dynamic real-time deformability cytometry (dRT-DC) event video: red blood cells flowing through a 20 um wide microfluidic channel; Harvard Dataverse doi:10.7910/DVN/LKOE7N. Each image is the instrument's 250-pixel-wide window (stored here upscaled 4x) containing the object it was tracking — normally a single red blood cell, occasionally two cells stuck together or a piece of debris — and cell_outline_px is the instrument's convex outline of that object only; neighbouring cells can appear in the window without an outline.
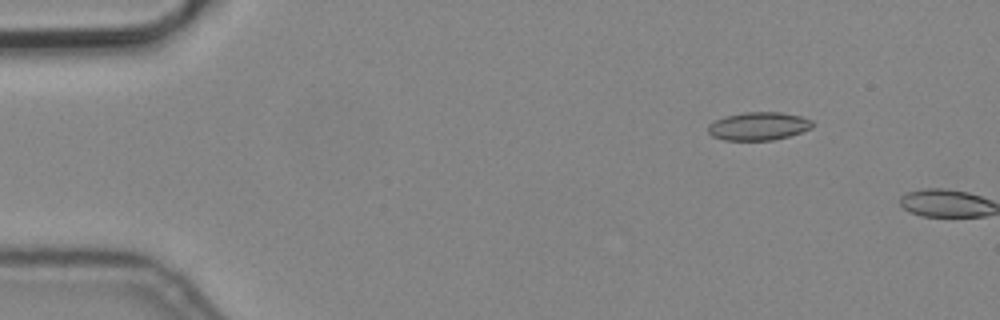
{"species": "common noctule bat (a hibernating species)", "species_latin": "Nyctalus noctula", "temperature_condition": "cold", "stored_images_in_passage": 3, "camera_frame_rate_fps": 3000, "um_per_image_px": 0.085, "animal": {"sex": "male", "body_mass_g": 19.2, "forearm_length_mm": 51.8}, "frame": {"image": 1, "passage_image": 2, "time_ms": 0.333, "image_size_px": [1000, 320], "cell_outline_px": [[816, 124], [812, 128], [788, 136], [772, 140], [724, 140], [712, 136], [708, 132], [708, 124], [724, 116], [744, 112], [780, 112], [800, 116], [812, 120]], "centroid_in_image_um": [64.48, 10.72], "position_along_channel_um": 20.5, "area_um2": 17.17}}